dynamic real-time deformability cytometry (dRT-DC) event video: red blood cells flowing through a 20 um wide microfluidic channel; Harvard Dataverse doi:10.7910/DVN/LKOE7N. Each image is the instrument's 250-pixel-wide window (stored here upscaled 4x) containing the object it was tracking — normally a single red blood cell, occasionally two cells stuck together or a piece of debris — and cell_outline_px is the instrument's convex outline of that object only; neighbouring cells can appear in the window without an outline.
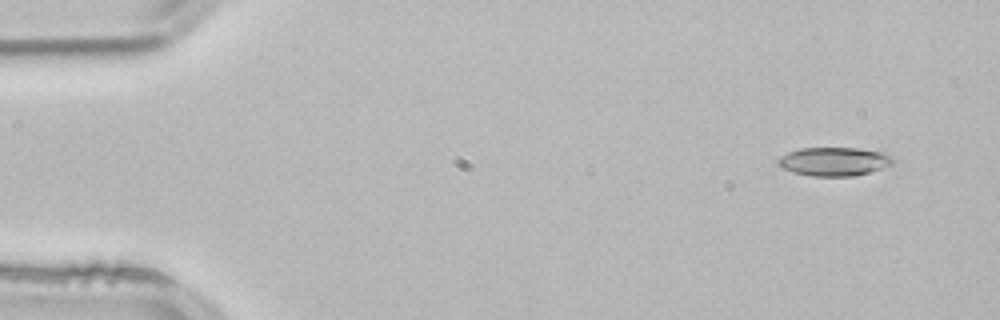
{"species": "common noctule bat (a hibernating species)", "species_latin": "Nyctalus noctula", "temperature_condition": "room temperature", "stored_images_in_passage": 3, "camera_frame_rate_fps": 3000, "um_per_image_px": 0.085, "animal": {"sex": "male", "body_mass_g": 21.5, "forearm_length_mm": 52.0}, "frame": {"image": 1, "passage_image": 1, "time_ms": 0.0, "image_size_px": [1000, 320], "cell_outline_px": [[896, 160], [892, 164], [884, 168], [852, 176], [812, 176], [792, 172], [780, 168], [776, 164], [776, 160], [780, 156], [788, 152], [800, 148], [856, 148], [884, 152], [892, 156]], "centroid_in_image_um": [70.87, 13.72], "position_along_channel_um": 14.1, "area_um2": 19.42}}